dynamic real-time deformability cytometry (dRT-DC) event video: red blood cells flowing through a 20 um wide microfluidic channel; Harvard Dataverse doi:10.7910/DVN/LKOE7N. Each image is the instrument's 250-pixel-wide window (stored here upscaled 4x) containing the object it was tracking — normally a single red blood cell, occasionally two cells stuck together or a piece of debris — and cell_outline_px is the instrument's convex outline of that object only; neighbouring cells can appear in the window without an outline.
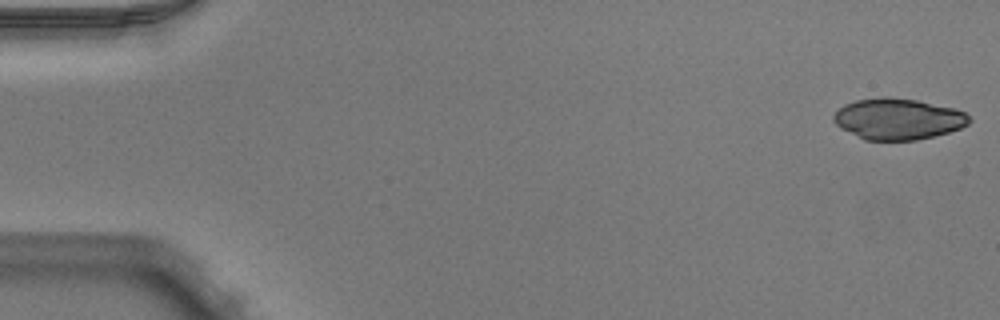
{"species": "Egyptian fruit bat (a non-hibernating species)", "species_latin": "Rousettus aegyptiacus", "temperature_condition": "warm", "stored_images_in_passage": 50, "camera_frame_rate_fps": 3000, "um_per_image_px": 0.085, "animal": {"sex": "male"}, "frame": {"image": 1, "passage_image": 1, "time_ms": 0.0, "image_size_px": [1000, 320], "cell_outline_px": [[972, 120], [968, 124], [960, 128], [948, 132], [916, 140], [864, 140], [840, 128], [832, 120], [832, 116], [844, 104], [856, 100], [880, 96], [888, 96], [916, 100], [956, 108], [964, 112]], "centroid_in_image_um": [76.31, 10.1], "position_along_channel_um": 8.7, "area_um2": 32.66}}